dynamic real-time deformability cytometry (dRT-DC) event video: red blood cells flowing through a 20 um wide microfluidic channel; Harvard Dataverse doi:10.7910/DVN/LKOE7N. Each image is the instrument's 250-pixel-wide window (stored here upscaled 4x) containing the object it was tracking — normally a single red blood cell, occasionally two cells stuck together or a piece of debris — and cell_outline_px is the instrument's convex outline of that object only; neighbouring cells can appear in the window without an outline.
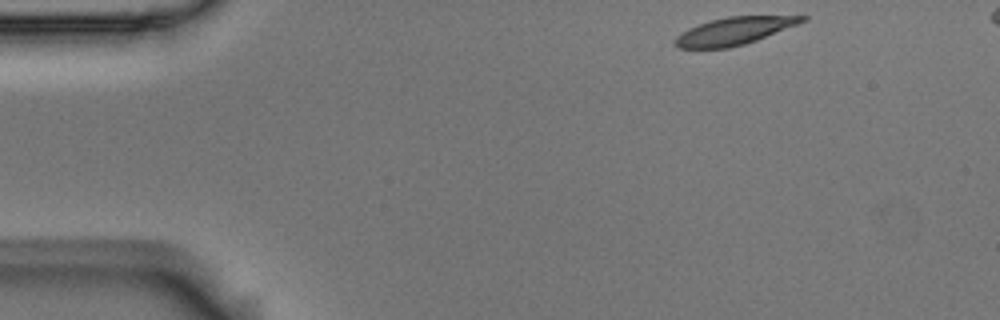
{"species": "Egyptian fruit bat (a non-hibernating species)", "species_latin": "Rousettus aegyptiacus", "temperature_condition": "room temperature", "stored_images_in_passage": 11, "camera_frame_rate_fps": 3000, "um_per_image_px": 0.085, "animal": {"sex": "male"}, "frame": {"image": 1, "passage_image": 1, "time_ms": 0.0, "image_size_px": [1000, 320], "cell_outline_px": [[808, 20], [756, 40], [744, 44], [728, 48], [676, 48], [672, 44], [672, 40], [676, 36], [688, 28], [712, 20], [728, 16], [808, 16]], "centroid_in_image_um": [62.35, 2.64], "position_along_channel_um": 22.7, "area_um2": 20.23}}